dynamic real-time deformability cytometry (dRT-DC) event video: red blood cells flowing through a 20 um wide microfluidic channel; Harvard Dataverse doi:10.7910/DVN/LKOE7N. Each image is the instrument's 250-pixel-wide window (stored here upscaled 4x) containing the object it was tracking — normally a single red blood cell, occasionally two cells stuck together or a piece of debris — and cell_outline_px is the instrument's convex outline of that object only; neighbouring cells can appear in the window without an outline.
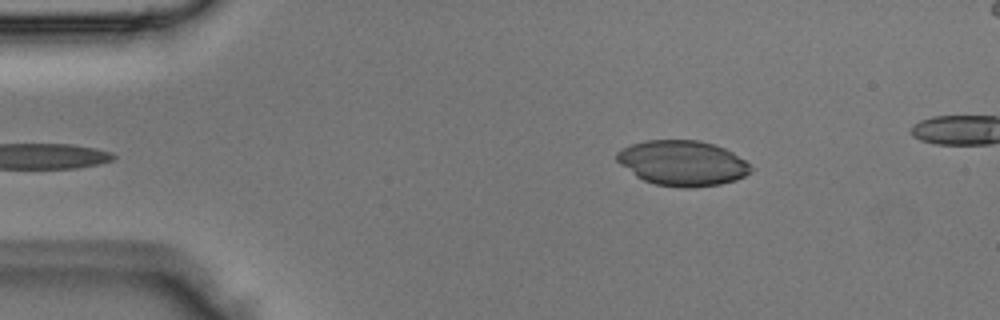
{"species": "Egyptian fruit bat (a non-hibernating species)", "species_latin": "Rousettus aegyptiacus", "temperature_condition": "room temperature", "stored_images_in_passage": 4, "camera_frame_rate_fps": 3000, "um_per_image_px": 0.085, "animal": {"sex": "male"}, "frame": {"image": 1, "passage_image": 4, "time_ms": 1.0, "image_size_px": [1000, 320], "cell_outline_px": [[752, 172], [736, 180], [720, 184], [692, 188], [680, 188], [656, 184], [644, 180], [636, 176], [620, 164], [616, 160], [616, 152], [620, 148], [644, 140], [700, 140], [724, 148], [732, 152], [744, 160], [752, 168]], "centroid_in_image_um": [57.99, 13.86], "position_along_channel_um": 27.0, "area_um2": 35.37}}